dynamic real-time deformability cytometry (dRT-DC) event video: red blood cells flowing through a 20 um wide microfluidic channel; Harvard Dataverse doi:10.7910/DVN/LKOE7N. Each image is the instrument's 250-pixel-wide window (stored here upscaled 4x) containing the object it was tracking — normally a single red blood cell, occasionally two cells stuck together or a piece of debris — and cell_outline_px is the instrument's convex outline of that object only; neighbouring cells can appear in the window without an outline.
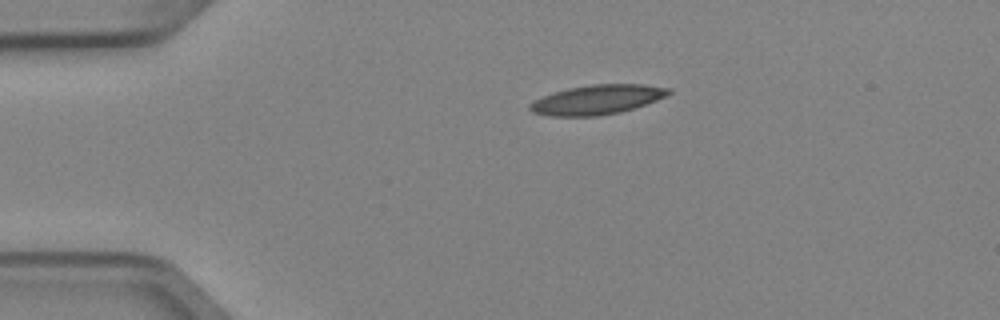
{"species": "Egyptian fruit bat (a non-hibernating species)", "species_latin": "Rousettus aegyptiacus", "temperature_condition": "cold", "stored_images_in_passage": 2, "camera_frame_rate_fps": 3000, "um_per_image_px": 0.085, "animal": {"sex": "female"}, "frame": {"image": 1, "passage_image": 1, "time_ms": 0.0, "image_size_px": [1000, 320], "cell_outline_px": [[672, 92], [668, 96], [620, 112], [596, 116], [548, 116], [532, 112], [528, 108], [528, 104], [552, 92], [568, 88], [592, 84], [644, 84], [672, 88]], "centroid_in_image_um": [50.76, 8.46], "position_along_channel_um": 34.2, "area_um2": 23.87}}